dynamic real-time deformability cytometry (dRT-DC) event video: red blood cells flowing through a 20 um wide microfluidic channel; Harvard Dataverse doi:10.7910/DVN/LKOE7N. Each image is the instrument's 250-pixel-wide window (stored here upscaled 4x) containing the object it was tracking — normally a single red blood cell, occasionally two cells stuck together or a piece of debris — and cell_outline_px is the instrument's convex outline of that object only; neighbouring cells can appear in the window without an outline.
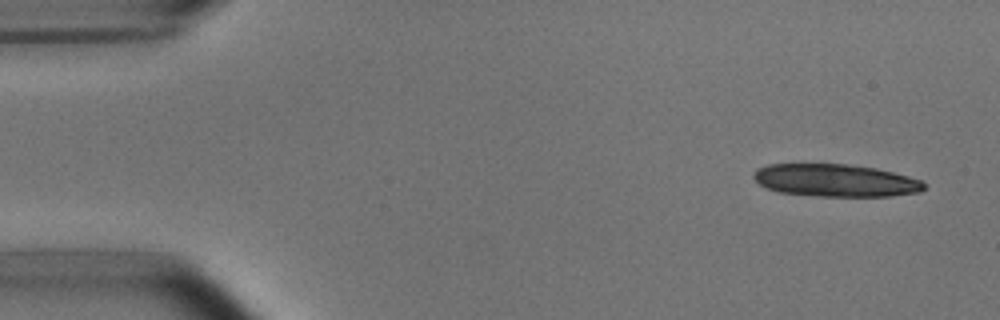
{"species": "common noctule bat (a hibernating species)", "species_latin": "Nyctalus noctula", "temperature_condition": "room temperature", "stored_images_in_passage": 5, "camera_frame_rate_fps": 3000, "um_per_image_px": 0.085, "animal": {"sex": "male", "body_mass_g": 15.6}, "frame": {"image": 1, "passage_image": 1, "time_ms": 0.0, "image_size_px": [1000, 320], "cell_outline_px": [[924, 188], [920, 192], [888, 196], [820, 196], [780, 192], [768, 188], [760, 184], [752, 176], [756, 168], [768, 164], [844, 164], [876, 168], [908, 176], [920, 180], [924, 184]], "centroid_in_image_um": [70.99, 15.33], "position_along_channel_um": 14.0, "area_um2": 32.08}}